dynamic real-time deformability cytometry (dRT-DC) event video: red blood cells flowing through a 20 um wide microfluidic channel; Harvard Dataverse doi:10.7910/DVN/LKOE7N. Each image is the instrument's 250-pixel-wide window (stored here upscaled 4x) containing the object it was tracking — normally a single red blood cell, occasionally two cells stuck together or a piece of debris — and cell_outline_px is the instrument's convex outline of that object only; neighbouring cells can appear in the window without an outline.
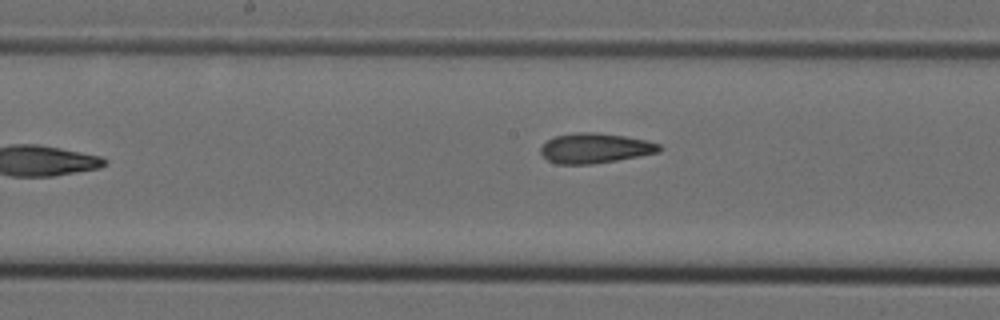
{"species": "Egyptian fruit bat (a non-hibernating species)", "species_latin": "Rousettus aegyptiacus", "temperature_condition": "cold", "stored_images_in_passage": 9, "camera_frame_rate_fps": 3000, "um_per_image_px": 0.085, "animal": {"sex": "female"}, "frame": {"image": 1, "passage_image": 8, "time_ms": 2.333, "image_size_px": [1000, 320], "cell_outline_px": [[664, 148], [660, 152], [640, 156], [592, 164], [556, 164], [548, 160], [540, 152], [540, 148], [548, 140], [556, 136], [576, 132], [592, 132], [624, 136], [648, 140], [660, 144]], "centroid_in_image_um": [50.62, 12.6], "position_along_channel_um": 197.6, "area_um2": 20.75}}
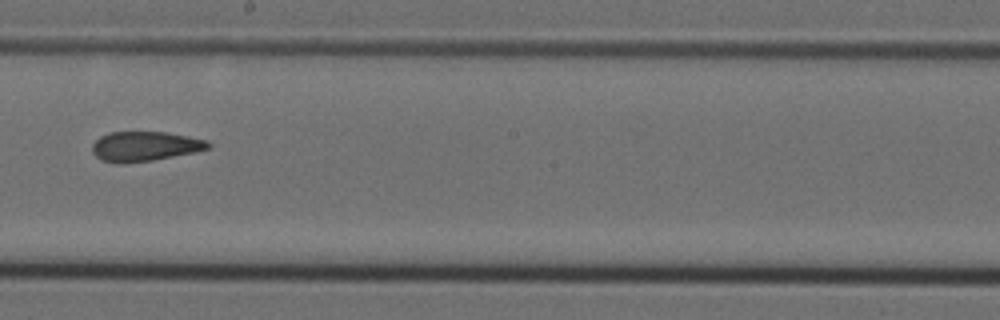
{"frame": {"image": 2, "passage_image": 9, "time_ms": 2.667, "image_size_px": [1000, 320], "cell_outline_px": [[212, 144], [208, 148], [192, 152], [152, 160], [120, 164], [116, 164], [100, 160], [92, 152], [92, 144], [100, 136], [108, 132], [164, 132], [188, 136], [208, 140]], "centroid_in_image_um": [12.26, 12.44], "position_along_channel_um": 235.9, "area_um2": 20.06}}